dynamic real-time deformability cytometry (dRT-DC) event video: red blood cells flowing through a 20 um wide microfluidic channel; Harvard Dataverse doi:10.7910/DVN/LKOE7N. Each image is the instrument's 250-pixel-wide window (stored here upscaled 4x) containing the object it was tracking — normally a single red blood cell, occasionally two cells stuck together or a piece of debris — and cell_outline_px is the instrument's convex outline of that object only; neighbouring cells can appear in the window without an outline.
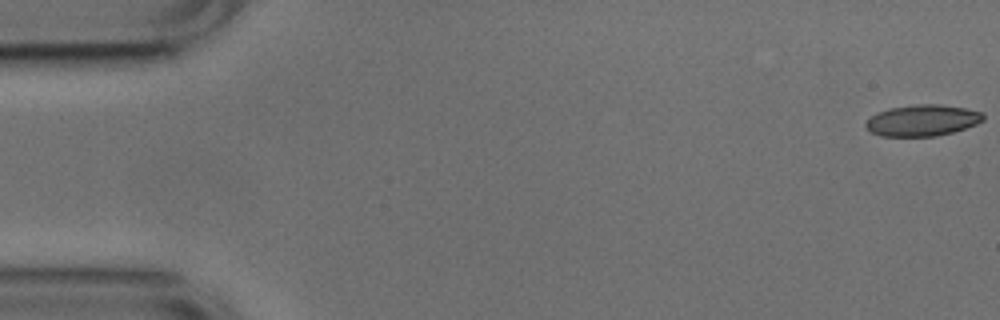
{"species": "common noctule bat (a hibernating species)", "species_latin": "Nyctalus noctula", "temperature_condition": "cold", "stored_images_in_passage": 53, "camera_frame_rate_fps": 3000, "um_per_image_px": 0.085, "animal": {"sex": "male", "body_mass_g": 17.9, "forearm_length_mm": 54.2}, "frame": {"image": 1, "passage_image": 1, "time_ms": 0.0, "image_size_px": [1000, 320], "cell_outline_px": [[984, 120], [976, 124], [952, 132], [936, 136], [880, 136], [872, 132], [864, 124], [872, 116], [888, 108], [916, 104], [940, 104], [964, 108], [984, 112]], "centroid_in_image_um": [78.43, 10.23], "position_along_channel_um": 6.6, "area_um2": 21.27}}
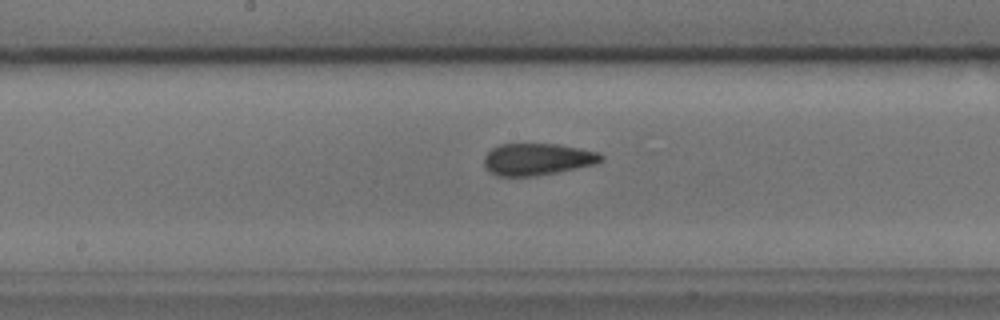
{"frame": {"image": 2, "passage_image": 27, "time_ms": 8.667, "image_size_px": [1000, 320], "cell_outline_px": [[604, 160], [596, 164], [536, 176], [496, 176], [488, 172], [484, 168], [484, 156], [492, 148], [500, 144], [560, 144], [600, 152], [604, 156]], "centroid_in_image_um": [45.67, 13.54], "position_along_channel_um": 202.5, "area_um2": 22.02}}
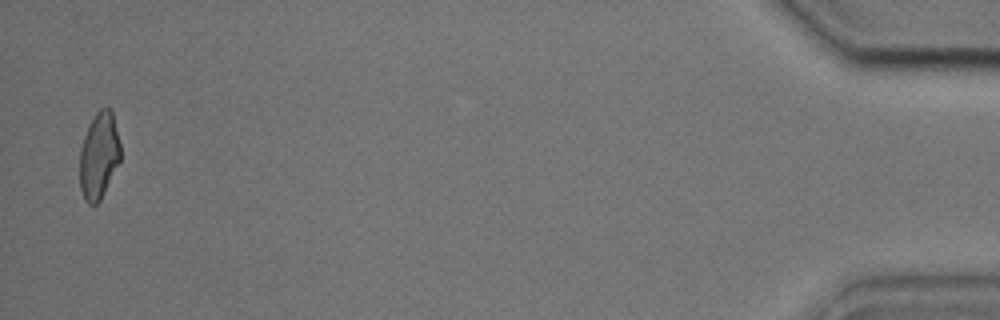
{"frame": {"image": 3, "passage_image": 52, "time_ms": 17.0, "image_size_px": [1000, 320], "cell_outline_px": [[120, 160], [100, 200], [96, 204], [88, 204], [84, 200], [80, 188], [80, 148], [84, 136], [96, 112], [100, 108], [108, 108], [112, 112], [120, 144]], "centroid_in_image_um": [8.4, 13.25], "position_along_channel_um": 426.8, "area_um2": 20.23}, "authors_computed_cell_mechanics": {"area_um2": 21.6172, "velocity_mm_per_s": 3.7766, "shape_relaxation_time_tau1_ms": null, "shape_relaxation_time_tau2_ms": 2.0658, "deformation_change_tau1": null, "deformation_change_tau2": 0.0815}}